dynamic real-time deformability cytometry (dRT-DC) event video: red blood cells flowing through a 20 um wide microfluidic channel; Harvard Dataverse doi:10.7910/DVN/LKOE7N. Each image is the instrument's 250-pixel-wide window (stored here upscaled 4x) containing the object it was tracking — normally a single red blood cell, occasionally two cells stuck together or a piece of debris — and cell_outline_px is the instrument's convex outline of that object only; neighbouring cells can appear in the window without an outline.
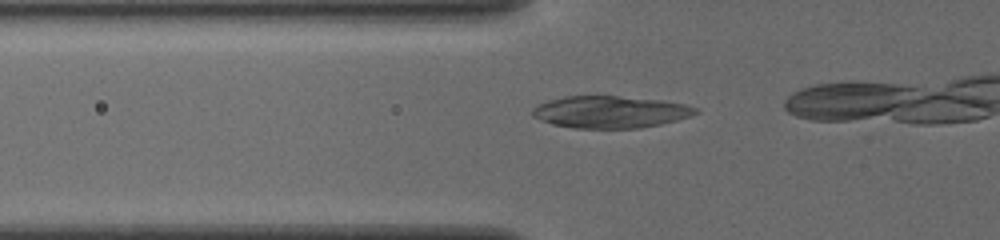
{"species": "common noctule bat (a hibernating species)", "species_latin": "Nyctalus noctula", "temperature_condition": "cold", "stored_images_in_passage": 20, "camera_frame_rate_fps": 3000, "um_per_image_px": 0.085, "animal": {"sex": "female", "body_mass_g": 19.5, "forearm_length_mm": 54.1}, "frame": {"image": 1, "passage_image": 15, "time_ms": 4.667, "image_size_px": [1000, 240], "cell_outline_px": [[700, 112], [692, 116], [660, 124], [640, 128], [576, 128], [552, 124], [540, 120], [532, 116], [532, 108], [548, 100], [564, 96], [616, 96], [660, 100], [684, 104], [696, 108]], "centroid_in_image_um": [51.86, 9.52], "position_along_channel_um": 73.9, "area_um2": 30.35}}